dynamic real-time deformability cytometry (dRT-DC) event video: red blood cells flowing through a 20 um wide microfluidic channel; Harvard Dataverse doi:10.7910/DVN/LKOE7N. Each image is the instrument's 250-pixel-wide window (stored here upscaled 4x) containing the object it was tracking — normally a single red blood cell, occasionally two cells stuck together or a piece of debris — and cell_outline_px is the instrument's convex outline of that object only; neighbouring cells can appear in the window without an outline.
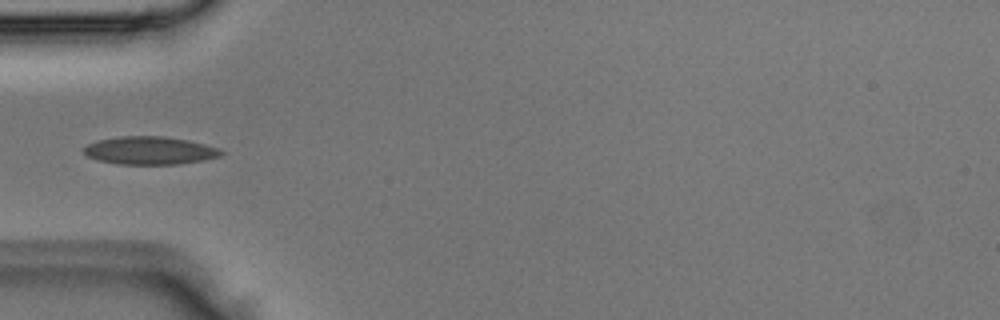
{"species": "Egyptian fruit bat (a non-hibernating species)", "species_latin": "Rousettus aegyptiacus", "temperature_condition": "room temperature", "stored_images_in_passage": 3, "camera_frame_rate_fps": 3000, "um_per_image_px": 0.085, "animal": {"sex": "male"}, "frame": {"image": 1, "passage_image": 3, "time_ms": 0.667, "image_size_px": [1000, 320], "cell_outline_px": [[224, 152], [220, 156], [204, 160], [176, 164], [116, 164], [96, 160], [88, 156], [84, 152], [84, 148], [88, 144], [96, 140], [120, 136], [164, 136], [188, 140], [220, 148]], "centroid_in_image_um": [12.73, 12.79], "position_along_channel_um": 72.3, "area_um2": 22.43}}